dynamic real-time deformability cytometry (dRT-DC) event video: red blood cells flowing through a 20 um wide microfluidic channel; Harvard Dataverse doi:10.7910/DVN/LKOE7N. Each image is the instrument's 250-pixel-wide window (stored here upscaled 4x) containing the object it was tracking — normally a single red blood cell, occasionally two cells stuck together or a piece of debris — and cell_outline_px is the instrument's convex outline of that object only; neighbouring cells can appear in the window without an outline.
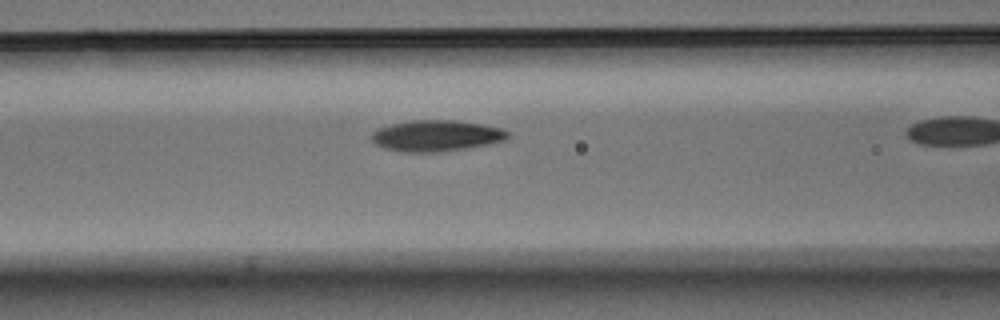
{"species": "Egyptian fruit bat (a non-hibernating species)", "species_latin": "Rousettus aegyptiacus", "temperature_condition": "warm", "stored_images_in_passage": 39, "camera_frame_rate_fps": 3000, "um_per_image_px": 0.085, "animal": {"sex": "male"}, "frame": {"image": 1, "passage_image": 18, "time_ms": 5.667, "image_size_px": [1000, 320], "cell_outline_px": [[512, 136], [504, 140], [488, 144], [464, 148], [436, 152], [404, 152], [388, 148], [376, 144], [372, 140], [372, 132], [380, 128], [392, 124], [412, 120], [456, 120], [480, 124], [500, 128], [512, 132]], "centroid_in_image_um": [37.14, 11.53], "position_along_channel_um": 129.5, "area_um2": 24.45}}
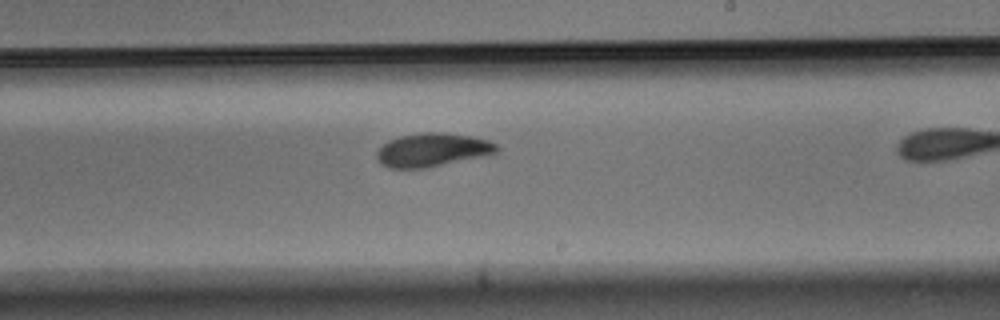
{"frame": {"image": 2, "passage_image": 28, "time_ms": 9.0, "image_size_px": [1000, 320], "cell_outline_px": [[500, 148], [496, 152], [480, 156], [424, 168], [388, 168], [380, 164], [376, 160], [376, 152], [388, 140], [400, 136], [424, 132], [444, 132], [472, 136], [488, 140], [496, 144]], "centroid_in_image_um": [36.7, 12.73], "position_along_channel_um": 252.3, "area_um2": 23.24}}
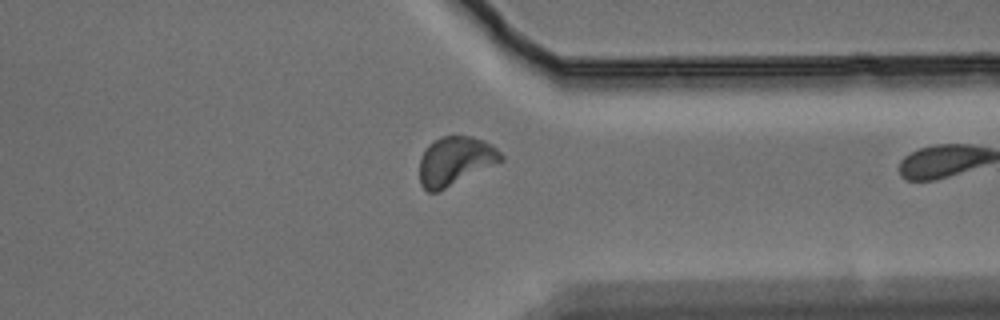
{"frame": {"image": 3, "passage_image": 38, "time_ms": 12.333, "image_size_px": [1000, 320], "cell_outline_px": [[504, 160], [436, 192], [428, 192], [420, 184], [420, 156], [428, 144], [432, 140], [440, 136], [472, 136], [484, 140], [492, 144], [504, 156]], "centroid_in_image_um": [38.68, 13.65], "position_along_channel_um": 372.7, "area_um2": 23.06}}